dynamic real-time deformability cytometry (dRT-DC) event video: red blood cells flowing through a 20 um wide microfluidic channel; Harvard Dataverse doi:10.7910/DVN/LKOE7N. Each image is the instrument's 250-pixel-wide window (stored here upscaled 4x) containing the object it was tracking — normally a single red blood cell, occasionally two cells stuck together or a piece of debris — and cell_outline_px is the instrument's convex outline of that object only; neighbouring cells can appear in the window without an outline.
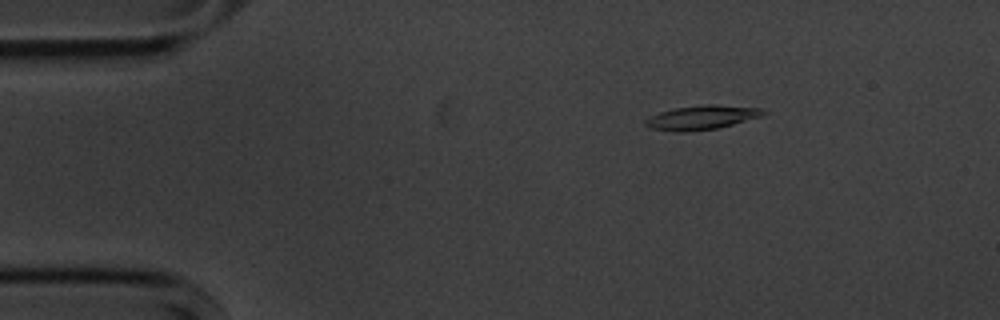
{"species": "common noctule bat (a hibernating species)", "species_latin": "Nyctalus noctula", "temperature_condition": "cold", "stored_images_in_passage": 53, "camera_frame_rate_fps": 3000, "um_per_image_px": 0.085, "animal": {"sex": "male", "body_mass_g": 20.1, "forearm_length_mm": 53.5}, "frame": {"image": 1, "passage_image": 6, "time_ms": 1.667, "image_size_px": [1000, 320], "cell_outline_px": [[768, 112], [760, 116], [732, 124], [716, 128], [684, 132], [676, 132], [652, 128], [644, 124], [644, 120], [660, 112], [676, 108], [704, 104], [716, 104], [764, 108]], "centroid_in_image_um": [59.67, 9.97], "position_along_channel_um": 25.3, "area_um2": 16.42}}
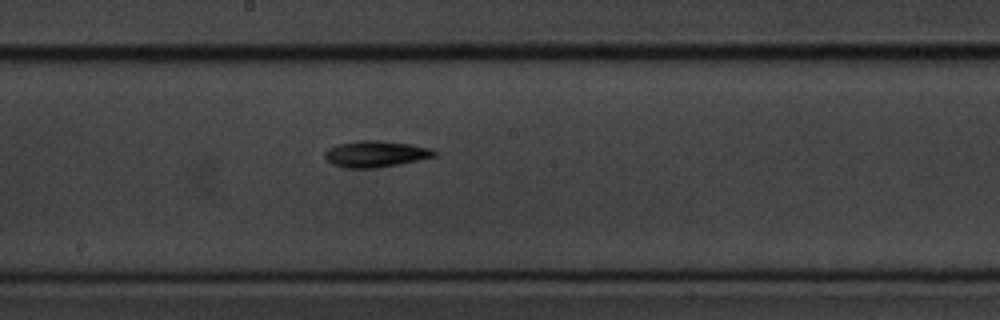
{"frame": {"image": 2, "passage_image": 27, "time_ms": 8.667, "image_size_px": [1000, 320], "cell_outline_px": [[436, 156], [376, 168], [344, 168], [332, 164], [324, 156], [324, 152], [328, 148], [336, 144], [360, 140], [380, 140], [412, 144], [428, 148], [436, 152]], "centroid_in_image_um": [31.87, 13.07], "position_along_channel_um": 216.3, "area_um2": 16.7}}
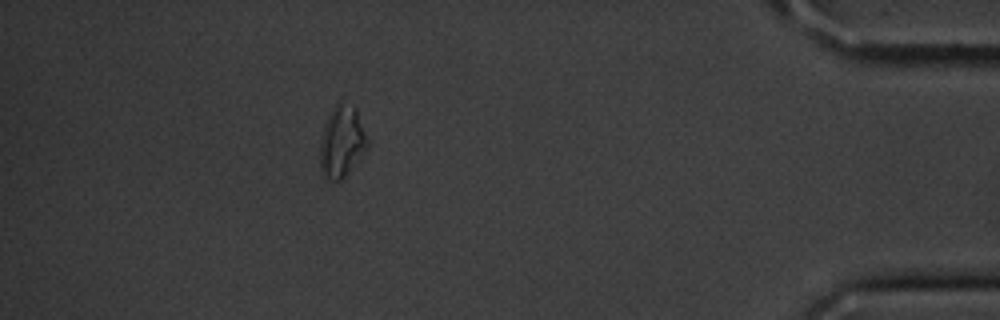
{"frame": {"image": 3, "passage_image": 47, "time_ms": 15.333, "image_size_px": [1000, 320], "cell_outline_px": [[372, 144], [360, 160], [340, 180], [328, 180], [320, 172], [320, 140], [324, 128], [332, 108], [340, 96], [356, 108]], "centroid_in_image_um": [29.11, 11.99], "position_along_channel_um": 406.1, "area_um2": 20.58}, "authors_computed_cell_mechanics": {"area_um2": 16.1262, "velocity_mm_per_s": 3.5886, "shape_relaxation_time_tau1_ms": 3.4968, "shape_relaxation_time_tau2_ms": null, "deformation_change_tau1": 0.1331, "deformation_change_tau2": null}}